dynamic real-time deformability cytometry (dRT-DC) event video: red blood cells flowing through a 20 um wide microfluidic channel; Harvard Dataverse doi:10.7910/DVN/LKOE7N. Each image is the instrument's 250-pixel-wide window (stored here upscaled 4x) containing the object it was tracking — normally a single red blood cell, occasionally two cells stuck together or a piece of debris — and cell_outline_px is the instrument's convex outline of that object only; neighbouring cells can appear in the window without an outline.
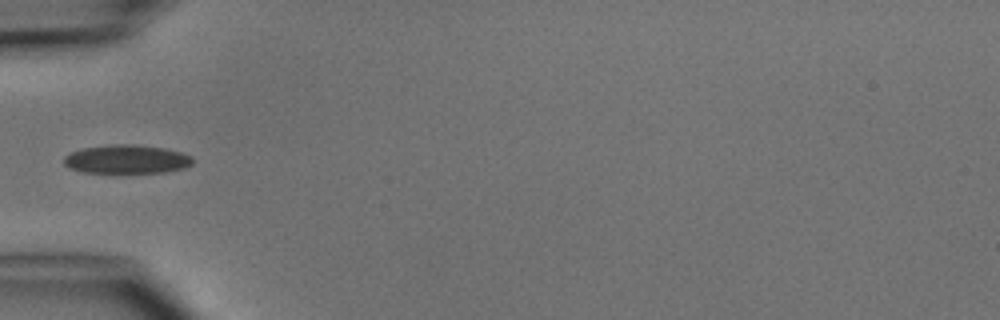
{"species": "common noctule bat (a hibernating species)", "species_latin": "Nyctalus noctula", "temperature_condition": "cold", "stored_images_in_passage": 1, "camera_frame_rate_fps": 3000, "um_per_image_px": 0.085, "animal": {"sex": "male", "body_mass_g": 15.6}, "frame": {"image": 1, "passage_image": 1, "time_ms": 0.0, "image_size_px": [1000, 320], "cell_outline_px": [[192, 164], [184, 168], [164, 172], [84, 172], [68, 168], [64, 164], [64, 156], [68, 152], [84, 148], [112, 144], [136, 144], [164, 148], [180, 152], [192, 156]], "centroid_in_image_um": [10.74, 13.52], "position_along_channel_um": 74.3, "area_um2": 21.5}}